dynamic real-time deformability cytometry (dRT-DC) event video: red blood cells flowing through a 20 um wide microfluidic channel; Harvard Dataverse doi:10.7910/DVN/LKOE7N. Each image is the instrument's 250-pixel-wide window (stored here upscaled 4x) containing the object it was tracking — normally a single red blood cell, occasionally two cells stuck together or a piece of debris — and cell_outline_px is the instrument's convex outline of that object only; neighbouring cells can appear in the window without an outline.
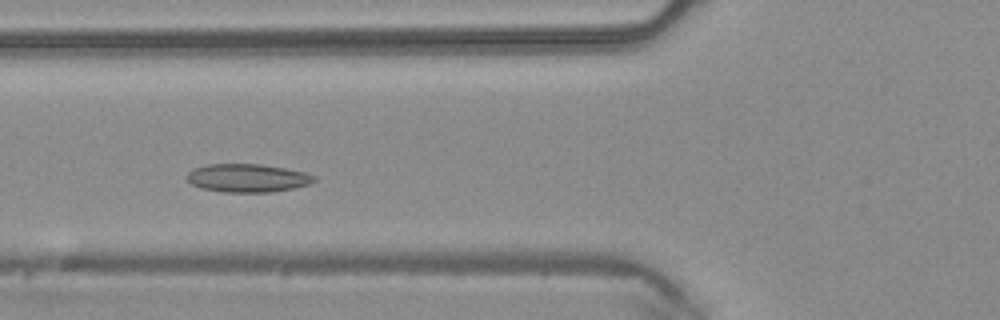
{"species": "common noctule bat (a hibernating species)", "species_latin": "Nyctalus noctula", "temperature_condition": "warm", "stored_images_in_passage": 38, "camera_frame_rate_fps": 3000, "um_per_image_px": 0.085, "animal": {"sex": "male", "body_mass_g": 20.4}, "frame": {"image": 1, "passage_image": 13, "time_ms": 4.0, "image_size_px": [1000, 320], "cell_outline_px": [[316, 180], [308, 184], [292, 188], [272, 192], [224, 192], [200, 188], [192, 184], [184, 176], [192, 168], [208, 164], [260, 164], [284, 168], [304, 172], [316, 176]], "centroid_in_image_um": [20.99, 15.13], "position_along_channel_um": 104.8, "area_um2": 20.98}}
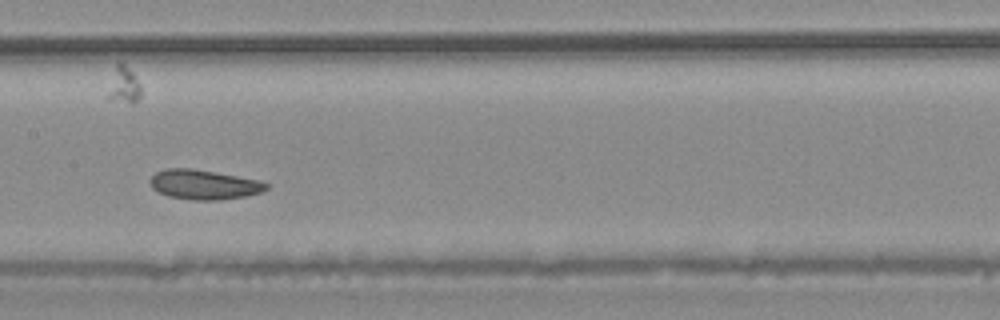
{"frame": {"image": 2, "passage_image": 19, "time_ms": 6.0, "image_size_px": [1000, 320], "cell_outline_px": [[268, 188], [260, 192], [248, 196], [220, 200], [192, 200], [168, 196], [152, 188], [148, 180], [156, 172], [164, 168], [192, 168], [216, 172], [260, 180], [268, 184]], "centroid_in_image_um": [17.32, 15.68], "position_along_channel_um": 190.1, "area_um2": 20.23}}
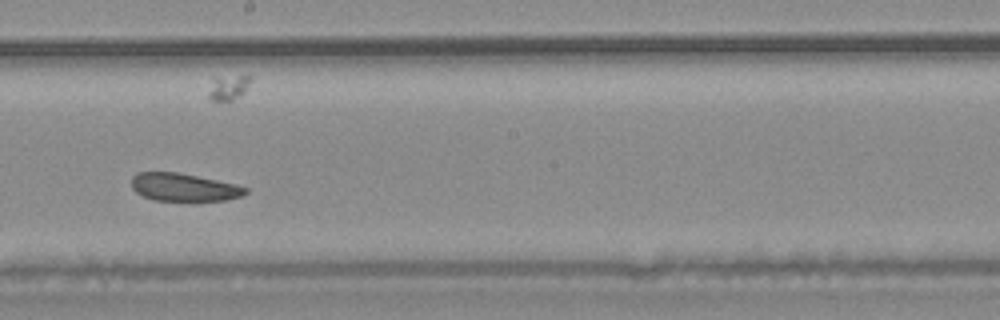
{"frame": {"image": 3, "passage_image": 22, "time_ms": 7.0, "image_size_px": [1000, 320], "cell_outline_px": [[248, 192], [240, 196], [224, 200], [192, 204], [152, 200], [136, 192], [132, 188], [132, 176], [136, 172], [176, 172], [216, 180], [248, 188]], "centroid_in_image_um": [15.6, 15.97], "position_along_channel_um": 232.6, "area_um2": 19.19}}